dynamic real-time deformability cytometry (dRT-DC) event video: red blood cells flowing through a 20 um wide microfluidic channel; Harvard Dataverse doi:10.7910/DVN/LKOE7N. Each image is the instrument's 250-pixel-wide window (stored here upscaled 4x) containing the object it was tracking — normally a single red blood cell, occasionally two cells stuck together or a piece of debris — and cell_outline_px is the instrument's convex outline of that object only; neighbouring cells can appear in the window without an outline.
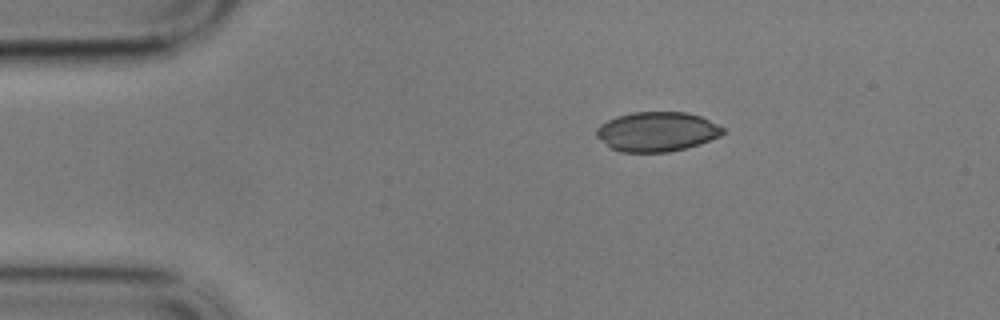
{"species": "common noctule bat (a hibernating species)", "species_latin": "Nyctalus noctula", "temperature_condition": "cold", "stored_images_in_passage": 14, "camera_frame_rate_fps": 3000, "um_per_image_px": 0.085, "animal": {"sex": "male", "body_mass_g": 17.9}, "frame": {"image": 1, "passage_image": 1, "time_ms": 0.0, "image_size_px": [1000, 320], "cell_outline_px": [[724, 132], [720, 136], [700, 144], [688, 148], [668, 152], [620, 152], [612, 148], [596, 136], [596, 128], [600, 124], [616, 116], [632, 112], [688, 112], [700, 116], [724, 128]], "centroid_in_image_um": [55.84, 11.19], "position_along_channel_um": 29.2, "area_um2": 29.19}}
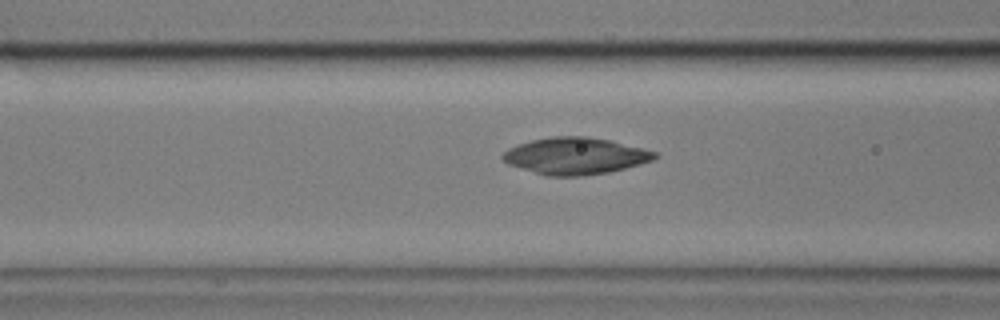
{"frame": {"image": 2, "passage_image": 13, "time_ms": 4.0, "image_size_px": [1000, 320], "cell_outline_px": [[660, 156], [652, 160], [640, 164], [608, 172], [584, 176], [548, 176], [508, 164], [500, 156], [508, 148], [532, 140], [552, 136], [584, 136], [608, 140], [656, 152]], "centroid_in_image_um": [48.89, 13.26], "position_along_channel_um": 117.7, "area_um2": 32.19}}